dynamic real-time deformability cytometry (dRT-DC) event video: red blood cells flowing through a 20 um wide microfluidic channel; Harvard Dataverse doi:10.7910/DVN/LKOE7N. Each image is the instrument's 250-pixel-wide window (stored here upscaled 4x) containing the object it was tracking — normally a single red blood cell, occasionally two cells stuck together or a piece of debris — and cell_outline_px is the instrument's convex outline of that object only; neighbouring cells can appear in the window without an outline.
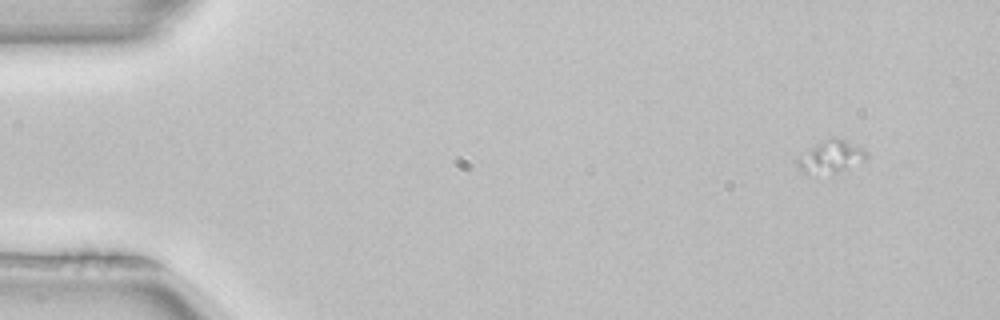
{"species": "common noctule bat (a hibernating species)", "species_latin": "Nyctalus noctula", "temperature_condition": "room temperature", "stored_images_in_passage": 3, "camera_frame_rate_fps": 3000, "um_per_image_px": 0.085, "animal": {"sex": "female", "body_mass_g": 22.7, "forearm_length_mm": 54.2}, "frame": {"image": 1, "passage_image": 1, "time_ms": 0.0, "image_size_px": [1000, 320], "cell_outline_px": [[868, 156], [864, 160], [836, 172], [808, 176], [796, 164], [796, 160], [816, 144], [832, 136], [848, 140], [868, 152]], "centroid_in_image_um": [70.62, 13.32], "position_along_channel_um": 14.4, "area_um2": 12.89}}